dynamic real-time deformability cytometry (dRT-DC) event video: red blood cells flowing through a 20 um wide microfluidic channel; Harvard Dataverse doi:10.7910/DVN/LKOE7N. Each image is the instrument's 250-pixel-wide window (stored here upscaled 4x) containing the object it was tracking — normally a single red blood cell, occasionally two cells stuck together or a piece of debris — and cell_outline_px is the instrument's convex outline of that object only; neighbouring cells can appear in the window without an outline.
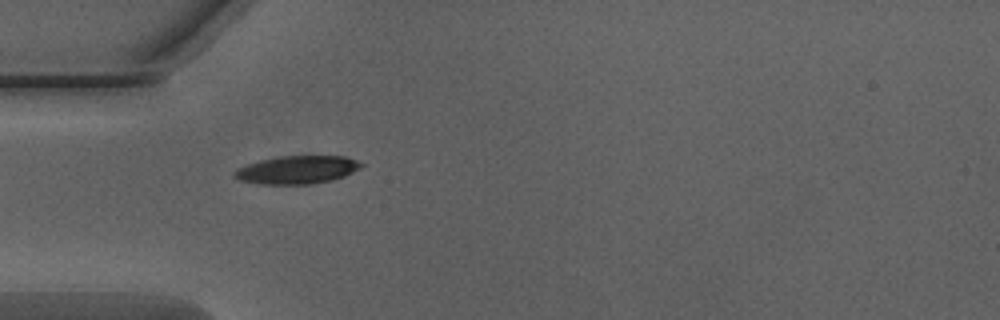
{"species": "Egyptian fruit bat (a non-hibernating species)", "species_latin": "Rousettus aegyptiacus", "temperature_condition": "warm", "stored_images_in_passage": 34, "camera_frame_rate_fps": 3000, "um_per_image_px": 0.085, "animal": {"sex": "male"}, "frame": {"image": 1, "passage_image": 1, "time_ms": 0.0, "image_size_px": [1000, 320], "cell_outline_px": [[364, 164], [360, 168], [344, 176], [332, 180], [312, 184], [260, 184], [240, 180], [232, 176], [232, 172], [236, 168], [260, 160], [280, 156], [344, 156], [356, 160]], "centroid_in_image_um": [25.22, 14.43], "position_along_channel_um": 59.8, "area_um2": 20.75}}
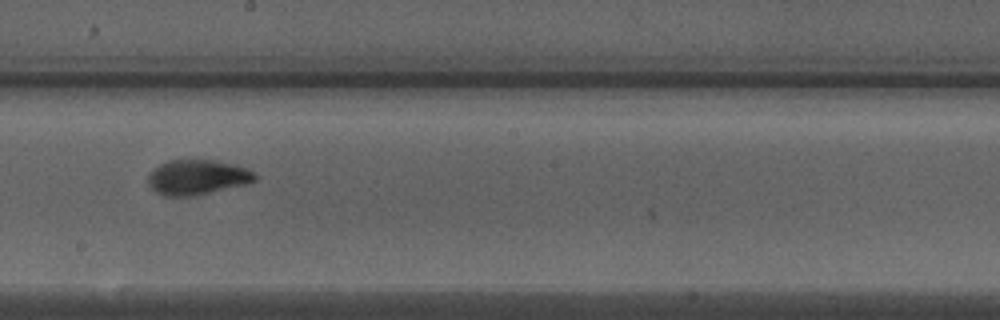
{"frame": {"image": 2, "passage_image": 14, "time_ms": 4.333, "image_size_px": [1000, 320], "cell_outline_px": [[256, 180], [244, 184], [192, 196], [164, 196], [156, 192], [148, 184], [148, 176], [160, 164], [168, 160], [216, 160], [232, 164], [244, 168], [252, 172], [256, 176]], "centroid_in_image_um": [16.73, 15.06], "position_along_channel_um": 231.5, "area_um2": 21.33}}
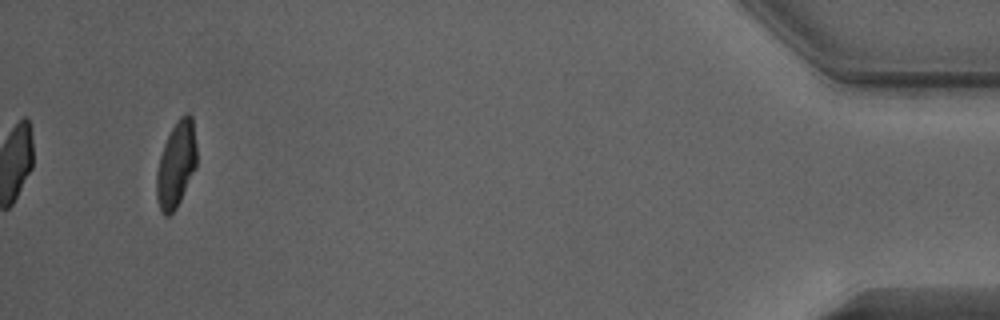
{"frame": {"image": 3, "passage_image": 34, "time_ms": 11.0, "image_size_px": [1000, 320], "cell_outline_px": [[196, 168], [176, 208], [168, 216], [164, 216], [160, 212], [156, 196], [156, 172], [160, 156], [164, 144], [172, 128], [180, 116], [188, 112], [192, 116], [196, 144]], "centroid_in_image_um": [14.97, 13.99], "position_along_channel_um": 420.2, "area_um2": 20.11}, "authors_computed_cell_mechanics": {"area_um2": 21.386, "velocity_mm_per_s": 4.0276, "shape_relaxation_time_tau1_ms": 3.0285, "shape_relaxation_time_tau2_ms": 0.616, "deformation_change_tau1": 0.155, "deformation_change_tau2": 0.0606}}